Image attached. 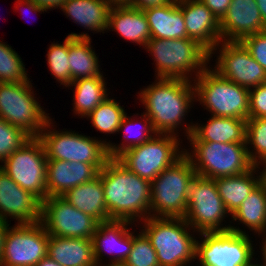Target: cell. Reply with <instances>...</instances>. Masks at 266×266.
<instances>
[{
	"label": "cell",
	"instance_id": "18",
	"mask_svg": "<svg viewBox=\"0 0 266 266\" xmlns=\"http://www.w3.org/2000/svg\"><path fill=\"white\" fill-rule=\"evenodd\" d=\"M132 222L109 220L98 224L92 237L93 255L97 266L102 265L103 253H109V264H123L133 245V232L127 228ZM104 251V252H103ZM112 255V256H111Z\"/></svg>",
	"mask_w": 266,
	"mask_h": 266
},
{
	"label": "cell",
	"instance_id": "30",
	"mask_svg": "<svg viewBox=\"0 0 266 266\" xmlns=\"http://www.w3.org/2000/svg\"><path fill=\"white\" fill-rule=\"evenodd\" d=\"M73 86V111L81 118L87 117L109 96L104 77L81 78L73 81L68 88Z\"/></svg>",
	"mask_w": 266,
	"mask_h": 266
},
{
	"label": "cell",
	"instance_id": "14",
	"mask_svg": "<svg viewBox=\"0 0 266 266\" xmlns=\"http://www.w3.org/2000/svg\"><path fill=\"white\" fill-rule=\"evenodd\" d=\"M48 240L40 221L8 226L0 266H36L47 256Z\"/></svg>",
	"mask_w": 266,
	"mask_h": 266
},
{
	"label": "cell",
	"instance_id": "34",
	"mask_svg": "<svg viewBox=\"0 0 266 266\" xmlns=\"http://www.w3.org/2000/svg\"><path fill=\"white\" fill-rule=\"evenodd\" d=\"M246 145L249 159L255 166L266 162V118L246 120Z\"/></svg>",
	"mask_w": 266,
	"mask_h": 266
},
{
	"label": "cell",
	"instance_id": "7",
	"mask_svg": "<svg viewBox=\"0 0 266 266\" xmlns=\"http://www.w3.org/2000/svg\"><path fill=\"white\" fill-rule=\"evenodd\" d=\"M52 121L51 118L47 121L38 136L44 145L48 160L89 163L99 171L105 166L110 159L108 152L110 141L98 140L72 130H55L52 127L55 125H51L54 124Z\"/></svg>",
	"mask_w": 266,
	"mask_h": 266
},
{
	"label": "cell",
	"instance_id": "8",
	"mask_svg": "<svg viewBox=\"0 0 266 266\" xmlns=\"http://www.w3.org/2000/svg\"><path fill=\"white\" fill-rule=\"evenodd\" d=\"M191 152L185 154L192 161L198 176L216 179L248 172L251 162L246 143L191 142Z\"/></svg>",
	"mask_w": 266,
	"mask_h": 266
},
{
	"label": "cell",
	"instance_id": "25",
	"mask_svg": "<svg viewBox=\"0 0 266 266\" xmlns=\"http://www.w3.org/2000/svg\"><path fill=\"white\" fill-rule=\"evenodd\" d=\"M47 255L62 266H97L92 239L49 235Z\"/></svg>",
	"mask_w": 266,
	"mask_h": 266
},
{
	"label": "cell",
	"instance_id": "42",
	"mask_svg": "<svg viewBox=\"0 0 266 266\" xmlns=\"http://www.w3.org/2000/svg\"><path fill=\"white\" fill-rule=\"evenodd\" d=\"M171 1L172 0H132L129 5L137 9L145 10L150 7L167 5Z\"/></svg>",
	"mask_w": 266,
	"mask_h": 266
},
{
	"label": "cell",
	"instance_id": "26",
	"mask_svg": "<svg viewBox=\"0 0 266 266\" xmlns=\"http://www.w3.org/2000/svg\"><path fill=\"white\" fill-rule=\"evenodd\" d=\"M91 42L90 36L85 32L68 34V60L72 82L81 78L104 77Z\"/></svg>",
	"mask_w": 266,
	"mask_h": 266
},
{
	"label": "cell",
	"instance_id": "36",
	"mask_svg": "<svg viewBox=\"0 0 266 266\" xmlns=\"http://www.w3.org/2000/svg\"><path fill=\"white\" fill-rule=\"evenodd\" d=\"M68 36L65 38L63 44L52 43L47 53V63L51 75L55 77L60 85L66 88L72 83L70 78V66L68 60Z\"/></svg>",
	"mask_w": 266,
	"mask_h": 266
},
{
	"label": "cell",
	"instance_id": "23",
	"mask_svg": "<svg viewBox=\"0 0 266 266\" xmlns=\"http://www.w3.org/2000/svg\"><path fill=\"white\" fill-rule=\"evenodd\" d=\"M145 48L151 39L144 11L130 5H112L109 11L108 30Z\"/></svg>",
	"mask_w": 266,
	"mask_h": 266
},
{
	"label": "cell",
	"instance_id": "9",
	"mask_svg": "<svg viewBox=\"0 0 266 266\" xmlns=\"http://www.w3.org/2000/svg\"><path fill=\"white\" fill-rule=\"evenodd\" d=\"M199 235L202 240L196 241V259L201 266H250L253 263V241L245 230L231 225L229 231Z\"/></svg>",
	"mask_w": 266,
	"mask_h": 266
},
{
	"label": "cell",
	"instance_id": "16",
	"mask_svg": "<svg viewBox=\"0 0 266 266\" xmlns=\"http://www.w3.org/2000/svg\"><path fill=\"white\" fill-rule=\"evenodd\" d=\"M40 222L48 235L87 239H92L99 224L62 196L47 197L42 202Z\"/></svg>",
	"mask_w": 266,
	"mask_h": 266
},
{
	"label": "cell",
	"instance_id": "47",
	"mask_svg": "<svg viewBox=\"0 0 266 266\" xmlns=\"http://www.w3.org/2000/svg\"><path fill=\"white\" fill-rule=\"evenodd\" d=\"M36 266H62L55 260L51 259L48 255L45 256Z\"/></svg>",
	"mask_w": 266,
	"mask_h": 266
},
{
	"label": "cell",
	"instance_id": "11",
	"mask_svg": "<svg viewBox=\"0 0 266 266\" xmlns=\"http://www.w3.org/2000/svg\"><path fill=\"white\" fill-rule=\"evenodd\" d=\"M180 143L182 141L175 135L156 134L145 143L126 150L117 159L140 178L152 182L185 153Z\"/></svg>",
	"mask_w": 266,
	"mask_h": 266
},
{
	"label": "cell",
	"instance_id": "20",
	"mask_svg": "<svg viewBox=\"0 0 266 266\" xmlns=\"http://www.w3.org/2000/svg\"><path fill=\"white\" fill-rule=\"evenodd\" d=\"M187 36L209 53L221 42L220 21L200 0H179Z\"/></svg>",
	"mask_w": 266,
	"mask_h": 266
},
{
	"label": "cell",
	"instance_id": "31",
	"mask_svg": "<svg viewBox=\"0 0 266 266\" xmlns=\"http://www.w3.org/2000/svg\"><path fill=\"white\" fill-rule=\"evenodd\" d=\"M231 219L240 221L239 224L243 223L259 236L266 232V185L263 182L247 196Z\"/></svg>",
	"mask_w": 266,
	"mask_h": 266
},
{
	"label": "cell",
	"instance_id": "43",
	"mask_svg": "<svg viewBox=\"0 0 266 266\" xmlns=\"http://www.w3.org/2000/svg\"><path fill=\"white\" fill-rule=\"evenodd\" d=\"M15 2L17 3L16 6L14 7L16 10L21 9L19 7H22V8L24 7L26 10H28V12L30 11V12H34V13H37V12H39V13L43 12L44 13V11L45 12L48 11L42 7H39L38 5L33 3L31 0H16Z\"/></svg>",
	"mask_w": 266,
	"mask_h": 266
},
{
	"label": "cell",
	"instance_id": "19",
	"mask_svg": "<svg viewBox=\"0 0 266 266\" xmlns=\"http://www.w3.org/2000/svg\"><path fill=\"white\" fill-rule=\"evenodd\" d=\"M266 30L255 0H231L220 20L221 41H242Z\"/></svg>",
	"mask_w": 266,
	"mask_h": 266
},
{
	"label": "cell",
	"instance_id": "3",
	"mask_svg": "<svg viewBox=\"0 0 266 266\" xmlns=\"http://www.w3.org/2000/svg\"><path fill=\"white\" fill-rule=\"evenodd\" d=\"M145 49L156 61V78L194 80L210 63L209 52L190 38H151Z\"/></svg>",
	"mask_w": 266,
	"mask_h": 266
},
{
	"label": "cell",
	"instance_id": "32",
	"mask_svg": "<svg viewBox=\"0 0 266 266\" xmlns=\"http://www.w3.org/2000/svg\"><path fill=\"white\" fill-rule=\"evenodd\" d=\"M137 115H138V113L136 115L134 114L133 116H131V117H133V118H131V117L127 116V113H126V115L123 117L121 124L119 126V129H118V133H120L122 130H124L123 132H124L125 136H123L124 139H122V140H124L123 141L124 143L120 142V144H118V145H116L115 143H110L108 145V152H109L110 158H118L126 150H128L134 146H138V145L145 143L146 141L150 140L151 138H153L157 134L156 131L153 129L151 120L144 113L140 116L141 121H139L138 119H136L137 120L136 121L134 119L137 117ZM134 116H136V117H134ZM138 121H139L138 125L141 124L137 128V129H139V131H137V129H134L136 127V125L133 124V123L137 124ZM134 132H136V134Z\"/></svg>",
	"mask_w": 266,
	"mask_h": 266
},
{
	"label": "cell",
	"instance_id": "21",
	"mask_svg": "<svg viewBox=\"0 0 266 266\" xmlns=\"http://www.w3.org/2000/svg\"><path fill=\"white\" fill-rule=\"evenodd\" d=\"M99 170L84 162L62 160L47 161V197L63 196L72 188L98 176Z\"/></svg>",
	"mask_w": 266,
	"mask_h": 266
},
{
	"label": "cell",
	"instance_id": "40",
	"mask_svg": "<svg viewBox=\"0 0 266 266\" xmlns=\"http://www.w3.org/2000/svg\"><path fill=\"white\" fill-rule=\"evenodd\" d=\"M249 118H266V83L249 89Z\"/></svg>",
	"mask_w": 266,
	"mask_h": 266
},
{
	"label": "cell",
	"instance_id": "1",
	"mask_svg": "<svg viewBox=\"0 0 266 266\" xmlns=\"http://www.w3.org/2000/svg\"><path fill=\"white\" fill-rule=\"evenodd\" d=\"M98 175L111 220H126L135 224V221L142 222L150 217V181L131 172L117 158H110Z\"/></svg>",
	"mask_w": 266,
	"mask_h": 266
},
{
	"label": "cell",
	"instance_id": "41",
	"mask_svg": "<svg viewBox=\"0 0 266 266\" xmlns=\"http://www.w3.org/2000/svg\"><path fill=\"white\" fill-rule=\"evenodd\" d=\"M220 21L227 12L231 0H200Z\"/></svg>",
	"mask_w": 266,
	"mask_h": 266
},
{
	"label": "cell",
	"instance_id": "45",
	"mask_svg": "<svg viewBox=\"0 0 266 266\" xmlns=\"http://www.w3.org/2000/svg\"><path fill=\"white\" fill-rule=\"evenodd\" d=\"M9 225L10 224H8L7 222L0 220V260L3 254L6 232Z\"/></svg>",
	"mask_w": 266,
	"mask_h": 266
},
{
	"label": "cell",
	"instance_id": "5",
	"mask_svg": "<svg viewBox=\"0 0 266 266\" xmlns=\"http://www.w3.org/2000/svg\"><path fill=\"white\" fill-rule=\"evenodd\" d=\"M196 175L185 153L160 173L151 182L150 216L184 218L189 186Z\"/></svg>",
	"mask_w": 266,
	"mask_h": 266
},
{
	"label": "cell",
	"instance_id": "49",
	"mask_svg": "<svg viewBox=\"0 0 266 266\" xmlns=\"http://www.w3.org/2000/svg\"><path fill=\"white\" fill-rule=\"evenodd\" d=\"M112 5H129L132 0H109Z\"/></svg>",
	"mask_w": 266,
	"mask_h": 266
},
{
	"label": "cell",
	"instance_id": "24",
	"mask_svg": "<svg viewBox=\"0 0 266 266\" xmlns=\"http://www.w3.org/2000/svg\"><path fill=\"white\" fill-rule=\"evenodd\" d=\"M143 11L149 24L151 38H188L179 1L172 0L167 5L150 7Z\"/></svg>",
	"mask_w": 266,
	"mask_h": 266
},
{
	"label": "cell",
	"instance_id": "12",
	"mask_svg": "<svg viewBox=\"0 0 266 266\" xmlns=\"http://www.w3.org/2000/svg\"><path fill=\"white\" fill-rule=\"evenodd\" d=\"M229 215L218 194L215 179L196 175L188 190L185 221L197 233L229 231L231 224H221Z\"/></svg>",
	"mask_w": 266,
	"mask_h": 266
},
{
	"label": "cell",
	"instance_id": "46",
	"mask_svg": "<svg viewBox=\"0 0 266 266\" xmlns=\"http://www.w3.org/2000/svg\"><path fill=\"white\" fill-rule=\"evenodd\" d=\"M255 1L258 5L264 26L266 27V0H255Z\"/></svg>",
	"mask_w": 266,
	"mask_h": 266
},
{
	"label": "cell",
	"instance_id": "2",
	"mask_svg": "<svg viewBox=\"0 0 266 266\" xmlns=\"http://www.w3.org/2000/svg\"><path fill=\"white\" fill-rule=\"evenodd\" d=\"M138 94L146 109L143 113L151 120L156 133L178 137V128L196 102L192 80L157 78Z\"/></svg>",
	"mask_w": 266,
	"mask_h": 266
},
{
	"label": "cell",
	"instance_id": "33",
	"mask_svg": "<svg viewBox=\"0 0 266 266\" xmlns=\"http://www.w3.org/2000/svg\"><path fill=\"white\" fill-rule=\"evenodd\" d=\"M126 112L120 102L113 98H106L88 116L92 127L106 134L118 132L119 126Z\"/></svg>",
	"mask_w": 266,
	"mask_h": 266
},
{
	"label": "cell",
	"instance_id": "38",
	"mask_svg": "<svg viewBox=\"0 0 266 266\" xmlns=\"http://www.w3.org/2000/svg\"><path fill=\"white\" fill-rule=\"evenodd\" d=\"M32 137L19 127L0 118V162L3 163L14 151Z\"/></svg>",
	"mask_w": 266,
	"mask_h": 266
},
{
	"label": "cell",
	"instance_id": "6",
	"mask_svg": "<svg viewBox=\"0 0 266 266\" xmlns=\"http://www.w3.org/2000/svg\"><path fill=\"white\" fill-rule=\"evenodd\" d=\"M193 84L195 101L211 115L225 118H249V89L220 76L207 66Z\"/></svg>",
	"mask_w": 266,
	"mask_h": 266
},
{
	"label": "cell",
	"instance_id": "51",
	"mask_svg": "<svg viewBox=\"0 0 266 266\" xmlns=\"http://www.w3.org/2000/svg\"><path fill=\"white\" fill-rule=\"evenodd\" d=\"M100 266H124L123 264H102V265H100Z\"/></svg>",
	"mask_w": 266,
	"mask_h": 266
},
{
	"label": "cell",
	"instance_id": "27",
	"mask_svg": "<svg viewBox=\"0 0 266 266\" xmlns=\"http://www.w3.org/2000/svg\"><path fill=\"white\" fill-rule=\"evenodd\" d=\"M109 0H66L61 11L74 23L95 33L108 31ZM107 30V31H106ZM105 31V32H104Z\"/></svg>",
	"mask_w": 266,
	"mask_h": 266
},
{
	"label": "cell",
	"instance_id": "35",
	"mask_svg": "<svg viewBox=\"0 0 266 266\" xmlns=\"http://www.w3.org/2000/svg\"><path fill=\"white\" fill-rule=\"evenodd\" d=\"M25 65L18 53L7 43L0 41V83L29 81Z\"/></svg>",
	"mask_w": 266,
	"mask_h": 266
},
{
	"label": "cell",
	"instance_id": "52",
	"mask_svg": "<svg viewBox=\"0 0 266 266\" xmlns=\"http://www.w3.org/2000/svg\"><path fill=\"white\" fill-rule=\"evenodd\" d=\"M256 260H254V262L250 265V266H266V265H263V264H259V262L255 264Z\"/></svg>",
	"mask_w": 266,
	"mask_h": 266
},
{
	"label": "cell",
	"instance_id": "4",
	"mask_svg": "<svg viewBox=\"0 0 266 266\" xmlns=\"http://www.w3.org/2000/svg\"><path fill=\"white\" fill-rule=\"evenodd\" d=\"M141 223V231L157 253L159 266H188L196 260L197 240L190 233L196 231L184 218L150 216Z\"/></svg>",
	"mask_w": 266,
	"mask_h": 266
},
{
	"label": "cell",
	"instance_id": "37",
	"mask_svg": "<svg viewBox=\"0 0 266 266\" xmlns=\"http://www.w3.org/2000/svg\"><path fill=\"white\" fill-rule=\"evenodd\" d=\"M133 232V245L124 266H159L157 253L147 236L140 231Z\"/></svg>",
	"mask_w": 266,
	"mask_h": 266
},
{
	"label": "cell",
	"instance_id": "50",
	"mask_svg": "<svg viewBox=\"0 0 266 266\" xmlns=\"http://www.w3.org/2000/svg\"><path fill=\"white\" fill-rule=\"evenodd\" d=\"M263 167L261 173H262V182L266 185V162H264L263 164H261Z\"/></svg>",
	"mask_w": 266,
	"mask_h": 266
},
{
	"label": "cell",
	"instance_id": "17",
	"mask_svg": "<svg viewBox=\"0 0 266 266\" xmlns=\"http://www.w3.org/2000/svg\"><path fill=\"white\" fill-rule=\"evenodd\" d=\"M42 201L33 193L22 189L0 168V220L16 224H30L41 219Z\"/></svg>",
	"mask_w": 266,
	"mask_h": 266
},
{
	"label": "cell",
	"instance_id": "28",
	"mask_svg": "<svg viewBox=\"0 0 266 266\" xmlns=\"http://www.w3.org/2000/svg\"><path fill=\"white\" fill-rule=\"evenodd\" d=\"M259 169V166H254L248 172L215 179L218 194L222 198L230 216L239 208L247 196L250 195L262 182V173L258 172ZM255 174L258 175L255 176Z\"/></svg>",
	"mask_w": 266,
	"mask_h": 266
},
{
	"label": "cell",
	"instance_id": "29",
	"mask_svg": "<svg viewBox=\"0 0 266 266\" xmlns=\"http://www.w3.org/2000/svg\"><path fill=\"white\" fill-rule=\"evenodd\" d=\"M62 197L99 223L111 220L106 209L104 188L99 175L89 182L72 188Z\"/></svg>",
	"mask_w": 266,
	"mask_h": 266
},
{
	"label": "cell",
	"instance_id": "10",
	"mask_svg": "<svg viewBox=\"0 0 266 266\" xmlns=\"http://www.w3.org/2000/svg\"><path fill=\"white\" fill-rule=\"evenodd\" d=\"M31 81L0 83V118L38 137L51 118L34 97Z\"/></svg>",
	"mask_w": 266,
	"mask_h": 266
},
{
	"label": "cell",
	"instance_id": "15",
	"mask_svg": "<svg viewBox=\"0 0 266 266\" xmlns=\"http://www.w3.org/2000/svg\"><path fill=\"white\" fill-rule=\"evenodd\" d=\"M215 53L219 55H215L217 58L213 70L223 78L247 89L266 83V71L252 58L241 41H221L209 53V59Z\"/></svg>",
	"mask_w": 266,
	"mask_h": 266
},
{
	"label": "cell",
	"instance_id": "13",
	"mask_svg": "<svg viewBox=\"0 0 266 266\" xmlns=\"http://www.w3.org/2000/svg\"><path fill=\"white\" fill-rule=\"evenodd\" d=\"M47 161L42 141L32 137L14 151L0 168L22 189L33 193L43 202L47 198Z\"/></svg>",
	"mask_w": 266,
	"mask_h": 266
},
{
	"label": "cell",
	"instance_id": "39",
	"mask_svg": "<svg viewBox=\"0 0 266 266\" xmlns=\"http://www.w3.org/2000/svg\"><path fill=\"white\" fill-rule=\"evenodd\" d=\"M252 58L266 71V30L247 36L241 41Z\"/></svg>",
	"mask_w": 266,
	"mask_h": 266
},
{
	"label": "cell",
	"instance_id": "22",
	"mask_svg": "<svg viewBox=\"0 0 266 266\" xmlns=\"http://www.w3.org/2000/svg\"><path fill=\"white\" fill-rule=\"evenodd\" d=\"M189 142L246 143V120L213 116L207 124L184 127Z\"/></svg>",
	"mask_w": 266,
	"mask_h": 266
},
{
	"label": "cell",
	"instance_id": "44",
	"mask_svg": "<svg viewBox=\"0 0 266 266\" xmlns=\"http://www.w3.org/2000/svg\"><path fill=\"white\" fill-rule=\"evenodd\" d=\"M33 3H35L36 5H38L39 7H42L46 10L49 9H57L58 7L61 9L63 3L66 0H31Z\"/></svg>",
	"mask_w": 266,
	"mask_h": 266
},
{
	"label": "cell",
	"instance_id": "48",
	"mask_svg": "<svg viewBox=\"0 0 266 266\" xmlns=\"http://www.w3.org/2000/svg\"><path fill=\"white\" fill-rule=\"evenodd\" d=\"M266 233V232H265ZM260 234L261 236L263 235L264 238L262 239V247H261V252H262V259L264 260L263 262H261L263 265H266V234Z\"/></svg>",
	"mask_w": 266,
	"mask_h": 266
}]
</instances>
